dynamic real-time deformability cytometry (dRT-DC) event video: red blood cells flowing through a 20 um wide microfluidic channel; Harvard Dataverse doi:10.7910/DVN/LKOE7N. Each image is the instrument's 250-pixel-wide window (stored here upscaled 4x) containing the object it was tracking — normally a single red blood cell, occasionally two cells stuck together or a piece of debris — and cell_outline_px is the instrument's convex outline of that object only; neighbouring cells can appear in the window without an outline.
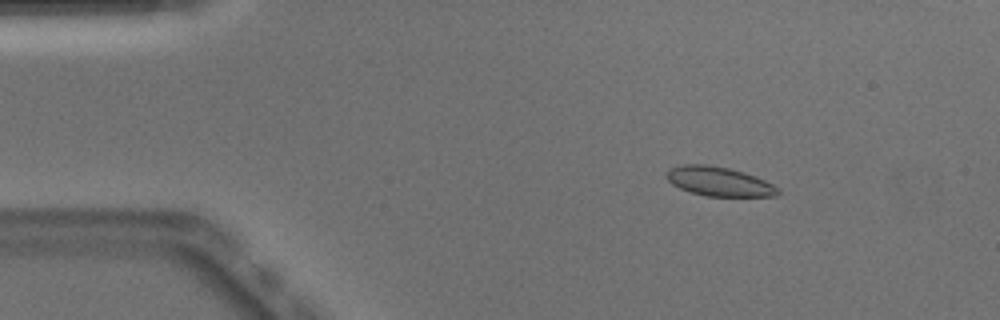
{"species": "Egyptian fruit bat (a non-hibernating species)", "species_latin": "Rousettus aegyptiacus", "temperature_condition": "warm", "stored_images_in_passage": 51, "camera_frame_rate_fps": 3000, "um_per_image_px": 0.085, "animal": {"sex": "male"}, "frame": {"image": 1, "passage_image": 6, "time_ms": 1.667, "image_size_px": [1000, 320], "cell_outline_px": [[780, 192], [776, 196], [704, 196], [680, 188], [672, 184], [664, 176], [672, 168], [684, 164], [708, 164], [728, 168], [744, 172], [756, 176], [780, 188]], "centroid_in_image_um": [61.14, 15.42], "position_along_channel_um": 23.9, "area_um2": 18.96}}
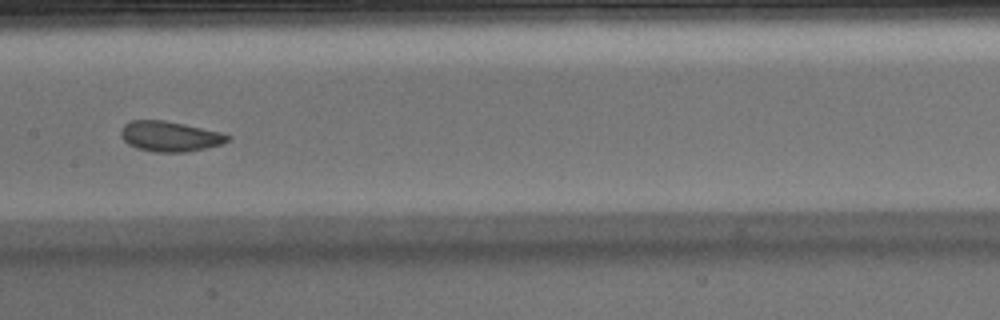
{"frame": {"image": 2, "passage_image": 24, "time_ms": 7.667, "image_size_px": [1000, 320], "cell_outline_px": [[232, 136], [228, 140], [220, 144], [204, 148], [184, 152], [156, 152], [136, 148], [128, 144], [120, 136], [120, 128], [124, 124], [132, 120], [164, 120], [184, 124], [220, 132]], "centroid_in_image_um": [14.38, 11.58], "position_along_channel_um": 193.0, "area_um2": 18.73}}
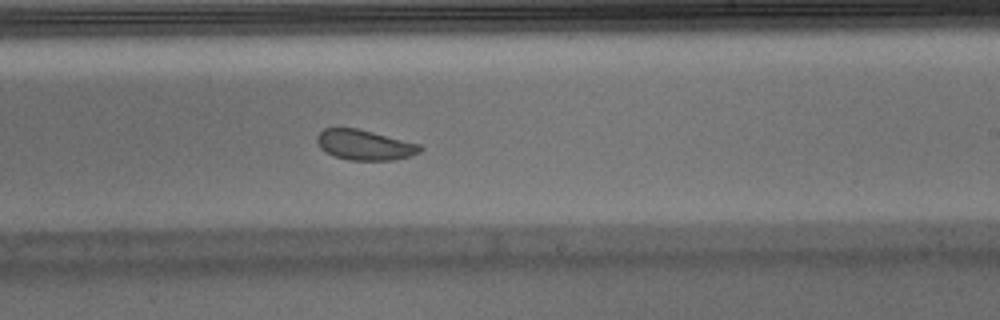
{"frame": {"image": 3, "passage_image": 29, "time_ms": 9.333, "image_size_px": [1000, 320], "cell_outline_px": [[424, 148], [420, 152], [396, 160], [348, 160], [336, 156], [320, 148], [316, 140], [316, 136], [324, 128], [356, 128], [420, 144]], "centroid_in_image_um": [31.0, 12.32], "position_along_channel_um": 258.0, "area_um2": 17.98}, "authors_computed_cell_mechanics": {"area_um2": 19.3052, "velocity_mm_per_s": 3.9229, "shape_relaxation_time_tau1_ms": 3.0566, "shape_relaxation_time_tau2_ms": 1.3244, "deformation_change_tau1": 0.0796, "deformation_change_tau2": 0.0624}}